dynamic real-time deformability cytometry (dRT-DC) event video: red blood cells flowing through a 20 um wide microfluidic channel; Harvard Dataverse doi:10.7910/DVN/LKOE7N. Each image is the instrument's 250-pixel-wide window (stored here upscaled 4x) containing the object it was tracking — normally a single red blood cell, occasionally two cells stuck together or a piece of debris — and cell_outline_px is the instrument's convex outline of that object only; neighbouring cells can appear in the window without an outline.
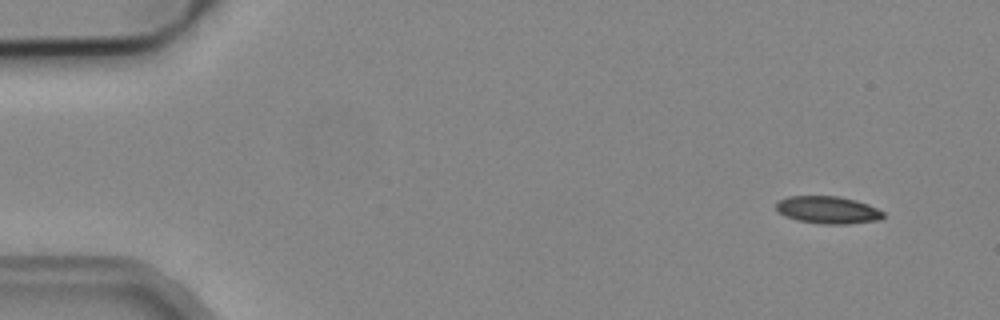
{"species": "common noctule bat (a hibernating species)", "species_latin": "Nyctalus noctula", "temperature_condition": "cold", "stored_images_in_passage": 4, "camera_frame_rate_fps": 3000, "um_per_image_px": 0.085, "animal": {"sex": "male", "body_mass_g": 19.2, "forearm_length_mm": 51.8}, "frame": {"image": 1, "passage_image": 1, "time_ms": 0.0, "image_size_px": [1000, 320], "cell_outline_px": [[884, 216], [880, 220], [848, 224], [820, 224], [796, 220], [780, 212], [776, 208], [776, 204], [780, 200], [788, 196], [836, 196], [856, 200], [868, 204], [884, 212]], "centroid_in_image_um": [70.4, 17.85], "position_along_channel_um": 14.6, "area_um2": 17.05}}
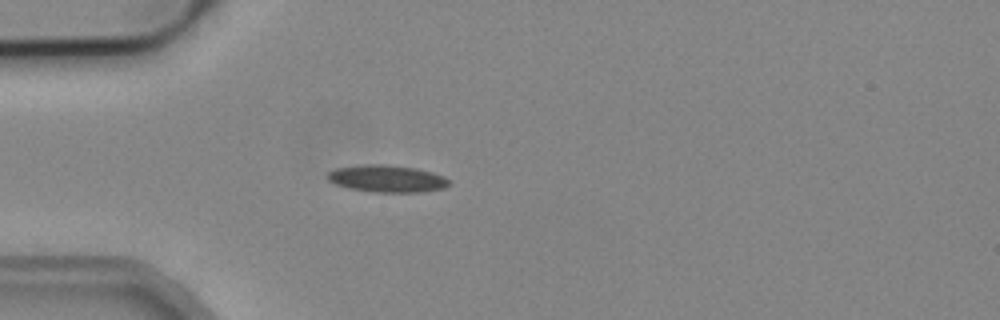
{"frame": {"image": 2, "passage_image": 4, "time_ms": 1.0, "image_size_px": [1000, 320], "cell_outline_px": [[452, 184], [444, 188], [424, 192], [372, 192], [348, 188], [336, 184], [328, 180], [324, 176], [328, 172], [336, 168], [368, 164], [380, 164], [412, 168], [432, 172], [444, 176], [452, 180]], "centroid_in_image_um": [32.92, 15.2], "position_along_channel_um": 52.1, "area_um2": 19.31}}